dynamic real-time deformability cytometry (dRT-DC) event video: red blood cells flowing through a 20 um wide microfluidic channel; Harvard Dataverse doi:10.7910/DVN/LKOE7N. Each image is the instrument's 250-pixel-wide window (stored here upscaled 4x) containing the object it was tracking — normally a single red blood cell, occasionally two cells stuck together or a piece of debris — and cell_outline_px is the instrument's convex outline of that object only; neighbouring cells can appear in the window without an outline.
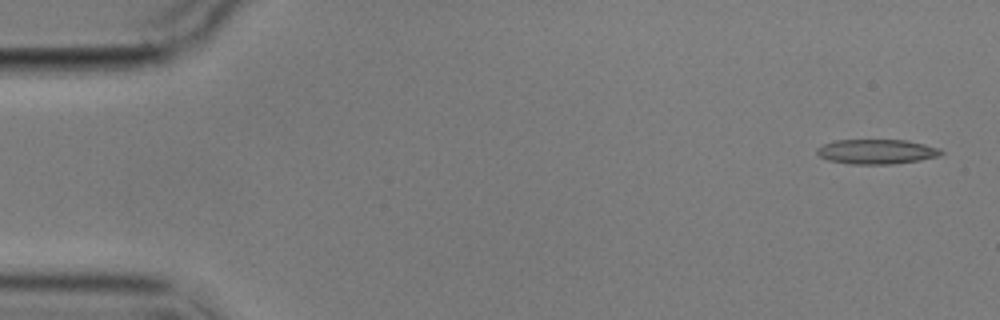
{"species": "common noctule bat (a hibernating species)", "species_latin": "Nyctalus noctula", "temperature_condition": "cold", "stored_images_in_passage": 6, "segment_of_instrument_passage": [1, 2], "camera_frame_rate_fps": 3000, "um_per_image_px": 0.085, "animal": {"sex": "male", "body_mass_g": 17.9}, "frame": {"image": 1, "passage_image": 1, "time_ms": 0.0, "image_size_px": [1000, 320], "cell_outline_px": [[944, 152], [940, 156], [920, 160], [892, 164], [848, 164], [828, 160], [820, 156], [816, 152], [816, 148], [824, 144], [836, 140], [908, 140], [940, 148]], "centroid_in_image_um": [74.53, 12.89], "position_along_channel_um": 10.5, "area_um2": 17.98}}
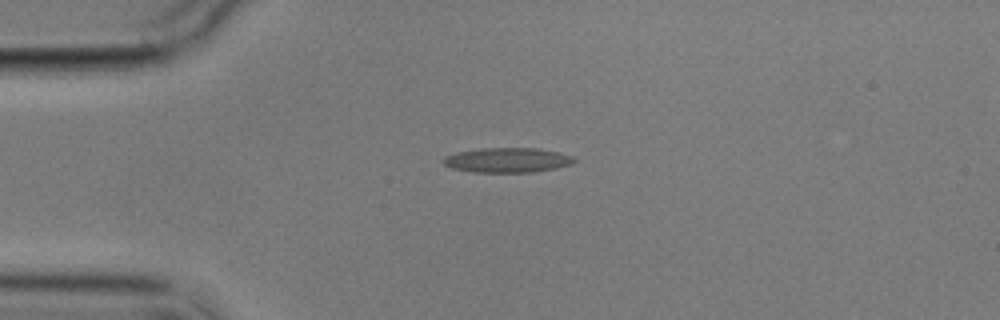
{"frame": {"image": 2, "passage_image": 4, "time_ms": 3.667, "image_size_px": [1000, 320], "cell_outline_px": [[576, 160], [572, 164], [556, 168], [532, 172], [472, 172], [452, 168], [444, 164], [440, 160], [444, 156], [456, 152], [480, 148], [536, 148], [556, 152], [572, 156]], "centroid_in_image_um": [43.07, 13.61], "position_along_channel_um": 41.9, "area_um2": 18.9}}